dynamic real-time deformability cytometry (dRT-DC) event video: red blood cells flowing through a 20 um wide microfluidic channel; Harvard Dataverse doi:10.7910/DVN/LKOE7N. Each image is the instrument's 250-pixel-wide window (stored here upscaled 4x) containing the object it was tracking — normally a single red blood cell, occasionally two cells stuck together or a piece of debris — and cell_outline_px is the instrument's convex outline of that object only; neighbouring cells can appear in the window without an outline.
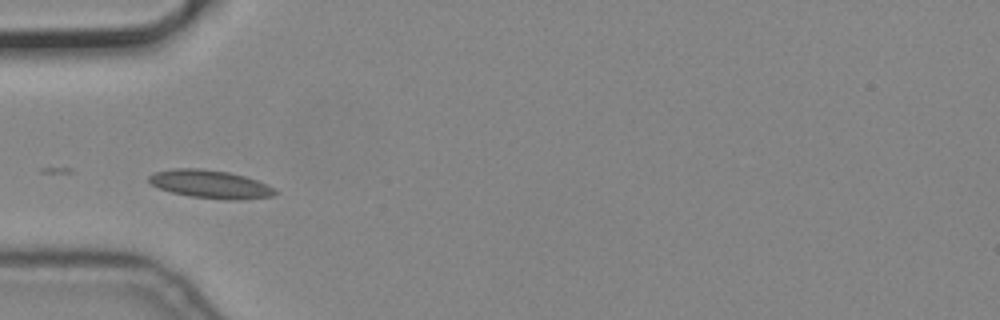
{"species": "common noctule bat (a hibernating species)", "species_latin": "Nyctalus noctula", "temperature_condition": "cold", "stored_images_in_passage": 6, "camera_frame_rate_fps": 3000, "um_per_image_px": 0.085, "animal": {"sex": "male", "body_mass_g": 19.2, "forearm_length_mm": 51.8}, "frame": {"image": 1, "passage_image": 2, "time_ms": 0.333, "image_size_px": [1000, 320], "cell_outline_px": [[280, 192], [272, 196], [240, 200], [228, 200], [188, 196], [172, 192], [160, 188], [152, 184], [148, 180], [148, 176], [156, 172], [172, 168], [200, 168], [228, 172], [244, 176], [268, 184]], "centroid_in_image_um": [17.91, 15.66], "position_along_channel_um": 67.1, "area_um2": 20.75}}